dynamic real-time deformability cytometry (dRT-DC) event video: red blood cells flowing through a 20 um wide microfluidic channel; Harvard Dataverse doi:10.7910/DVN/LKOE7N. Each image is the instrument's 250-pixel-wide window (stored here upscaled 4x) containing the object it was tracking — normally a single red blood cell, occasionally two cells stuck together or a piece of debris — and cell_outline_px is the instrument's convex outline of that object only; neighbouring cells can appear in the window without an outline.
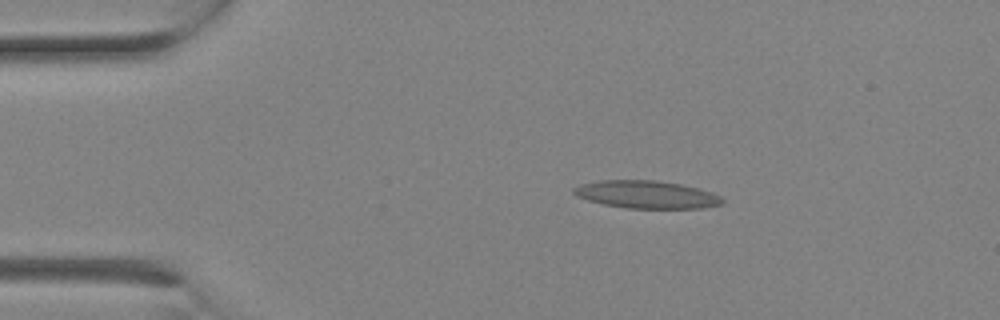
{"species": "Egyptian fruit bat (a non-hibernating species)", "species_latin": "Rousettus aegyptiacus", "temperature_condition": "room temperature", "stored_images_in_passage": 2, "camera_frame_rate_fps": 3000, "um_per_image_px": 0.085, "animal": {"sex": "female"}, "frame": {"image": 1, "passage_image": 2, "time_ms": 0.333, "image_size_px": [1000, 320], "cell_outline_px": [[724, 204], [704, 208], [624, 208], [604, 204], [588, 200], [576, 196], [572, 192], [572, 188], [580, 184], [600, 180], [656, 180], [680, 184], [700, 188], [712, 192], [720, 196], [724, 200]], "centroid_in_image_um": [54.97, 16.53], "position_along_channel_um": 30.0, "area_um2": 24.16}}